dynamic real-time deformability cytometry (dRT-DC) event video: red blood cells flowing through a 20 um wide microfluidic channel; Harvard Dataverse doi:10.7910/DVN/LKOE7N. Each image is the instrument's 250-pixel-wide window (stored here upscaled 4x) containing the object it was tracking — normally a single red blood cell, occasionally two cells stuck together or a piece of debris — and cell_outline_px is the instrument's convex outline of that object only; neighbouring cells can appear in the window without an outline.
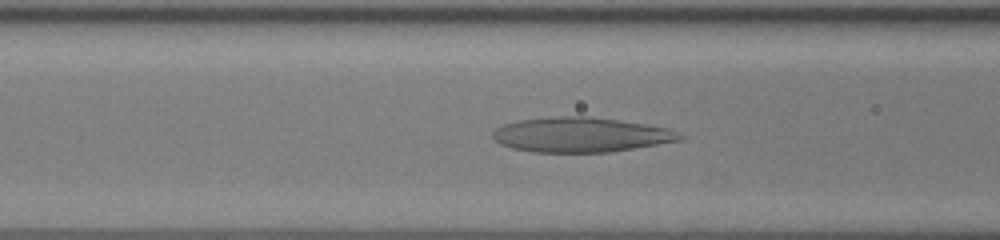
{"species": "human", "species_latin": "Homo sapiens", "temperature_condition": "room temperature", "stored_images_in_passage": 44, "camera_frame_rate_fps": 3000, "um_per_image_px": 0.085, "donor": {"sex": "female"}, "frame": {"image": 1, "passage_image": 14, "time_ms": 4.333, "image_size_px": [1000, 240], "cell_outline_px": [[684, 140], [608, 152], [532, 152], [512, 148], [500, 144], [492, 136], [492, 132], [496, 128], [504, 124], [520, 120], [560, 116], [584, 116], [616, 120], [644, 124], [668, 128], [684, 136]], "centroid_in_image_um": [49.36, 11.46], "position_along_channel_um": 117.2, "area_um2": 37.63}}
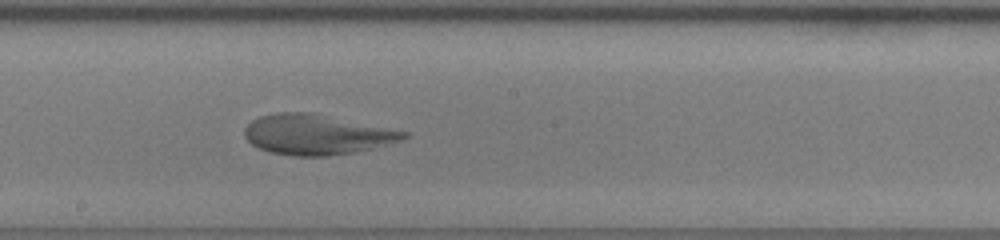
{"frame": {"image": 2, "passage_image": 22, "time_ms": 7.0, "image_size_px": [1000, 240], "cell_outline_px": [[408, 136], [404, 140], [356, 152], [328, 156], [292, 156], [268, 152], [252, 144], [244, 136], [244, 128], [252, 120], [260, 116], [276, 112], [312, 112], [408, 132]], "centroid_in_image_um": [26.9, 11.44], "position_along_channel_um": 221.3, "area_um2": 37.34}}
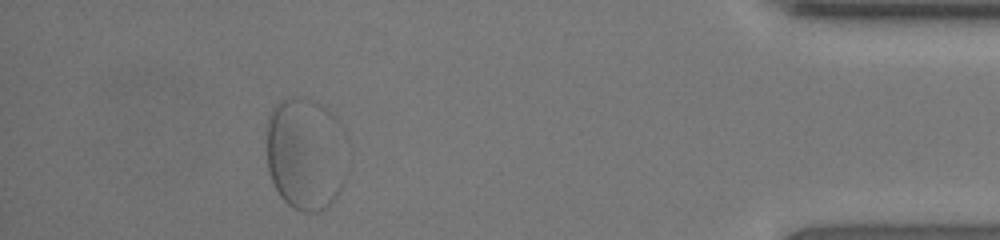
{"frame": {"image": 3, "passage_image": 40, "time_ms": 13.0, "image_size_px": [1000, 240], "cell_outline_px": [[344, 184], [328, 208], [320, 212], [304, 212], [292, 208], [280, 196], [268, 172], [264, 124], [268, 112], [284, 96], [300, 96], [312, 100], [320, 104], [332, 112], [340, 120], [344, 176]], "centroid_in_image_um": [25.88, 13.03], "position_along_channel_um": 409.3, "area_um2": 53.99}}